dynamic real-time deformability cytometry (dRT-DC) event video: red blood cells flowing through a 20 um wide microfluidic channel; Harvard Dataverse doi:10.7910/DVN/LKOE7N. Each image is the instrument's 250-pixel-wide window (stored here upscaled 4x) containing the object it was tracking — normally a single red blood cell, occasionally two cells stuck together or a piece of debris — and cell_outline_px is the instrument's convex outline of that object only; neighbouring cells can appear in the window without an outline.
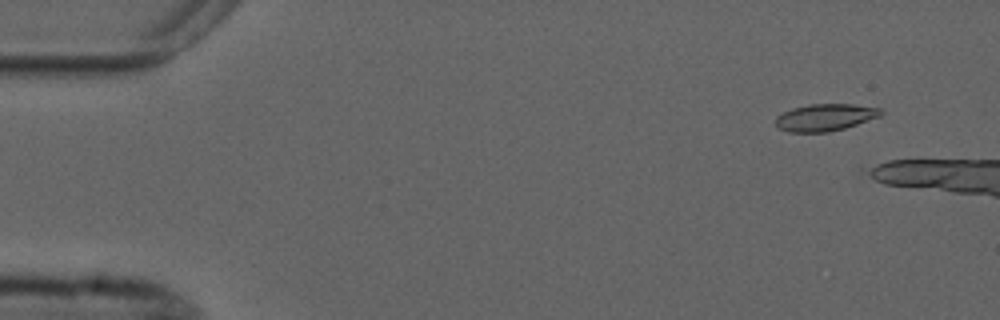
{"species": "common noctule bat (a hibernating species)", "species_latin": "Nyctalus noctula", "temperature_condition": "cold", "stored_images_in_passage": 3, "camera_frame_rate_fps": 3000, "um_per_image_px": 0.085, "animal": {"sex": "male", "forearm_length_mm": 52.5}, "frame": {"image": 1, "passage_image": 1, "time_ms": 0.0, "image_size_px": [1000, 320], "cell_outline_px": [[884, 112], [880, 116], [844, 128], [828, 132], [788, 132], [780, 128], [776, 124], [776, 116], [792, 108], [808, 104], [852, 104], [880, 108]], "centroid_in_image_um": [70.13, 9.97], "position_along_channel_um": 14.9, "area_um2": 16.47}}